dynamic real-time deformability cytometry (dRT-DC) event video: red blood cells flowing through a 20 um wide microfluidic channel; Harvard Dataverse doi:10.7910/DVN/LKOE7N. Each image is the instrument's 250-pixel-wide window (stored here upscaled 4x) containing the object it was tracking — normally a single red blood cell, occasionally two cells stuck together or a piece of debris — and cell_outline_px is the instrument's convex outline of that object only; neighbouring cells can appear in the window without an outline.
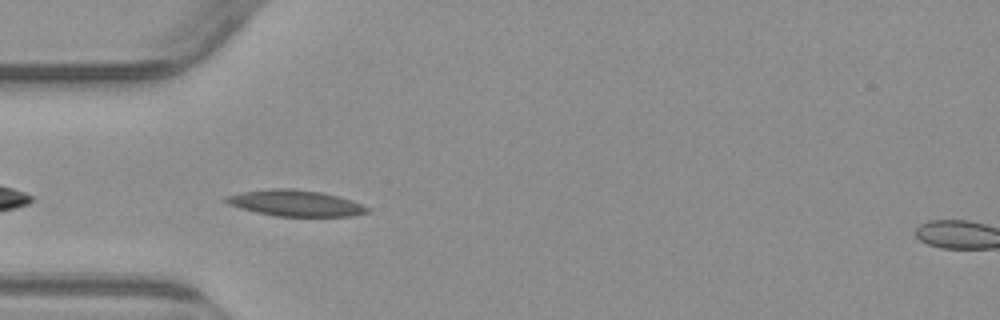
{"species": "common noctule bat (a hibernating species)", "species_latin": "Nyctalus noctula", "temperature_condition": "warm", "stored_images_in_passage": 5, "camera_frame_rate_fps": 3000, "um_per_image_px": 0.085, "animal": {"sex": "male", "body_mass_g": 23.1, "forearm_length_mm": 52.7}, "frame": {"image": 1, "passage_image": 4, "time_ms": 3.667, "image_size_px": [1000, 320], "cell_outline_px": [[368, 212], [352, 216], [276, 216], [240, 208], [228, 204], [224, 200], [224, 196], [244, 192], [272, 188], [292, 188], [320, 192], [336, 196], [360, 204], [368, 208]], "centroid_in_image_um": [25.06, 17.26], "position_along_channel_um": 59.9, "area_um2": 21.1}}
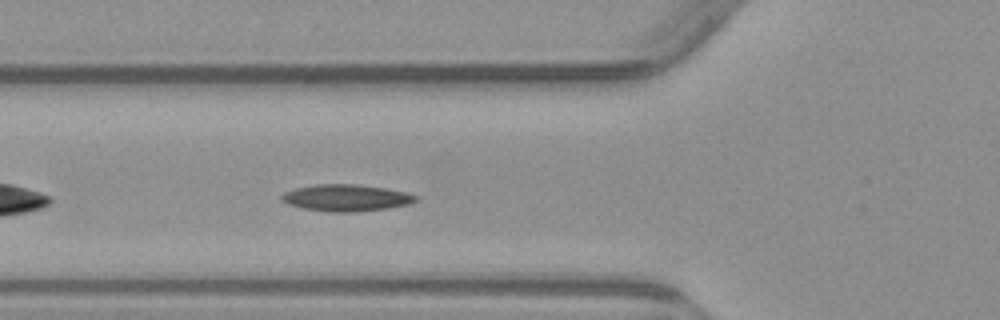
{"frame": {"image": 2, "passage_image": 5, "time_ms": 4.667, "image_size_px": [1000, 320], "cell_outline_px": [[420, 200], [408, 204], [388, 208], [352, 212], [328, 212], [304, 208], [288, 204], [280, 200], [280, 196], [284, 192], [296, 188], [316, 184], [356, 184], [384, 188], [404, 192], [420, 196]], "centroid_in_image_um": [29.43, 16.81], "position_along_channel_um": 96.4, "area_um2": 20.92}}